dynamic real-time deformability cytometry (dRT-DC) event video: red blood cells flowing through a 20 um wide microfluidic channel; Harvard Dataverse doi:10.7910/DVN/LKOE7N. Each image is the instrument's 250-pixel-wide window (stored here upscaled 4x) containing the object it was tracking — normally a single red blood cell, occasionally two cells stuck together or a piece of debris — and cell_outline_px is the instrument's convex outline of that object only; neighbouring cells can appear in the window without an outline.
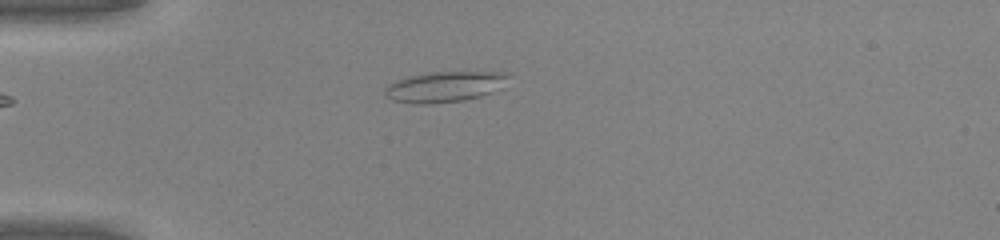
{"species": "common noctule bat (a hibernating species)", "species_latin": "Nyctalus noctula", "temperature_condition": "warm", "stored_images_in_passage": 36, "camera_frame_rate_fps": 3000, "um_per_image_px": 0.085, "animal": {"sex": "male", "body_mass_g": 20.0, "forearm_length_mm": 53.3}, "frame": {"image": 1, "passage_image": 1, "time_ms": 0.0, "image_size_px": [1000, 240], "cell_outline_px": [[512, 76], [492, 92], [480, 96], [464, 100], [428, 104], [412, 104], [392, 100], [384, 92], [384, 88], [388, 84], [396, 80], [412, 76], [432, 72], [508, 72]], "centroid_in_image_um": [37.78, 7.37], "position_along_channel_um": 47.2, "area_um2": 21.85}}
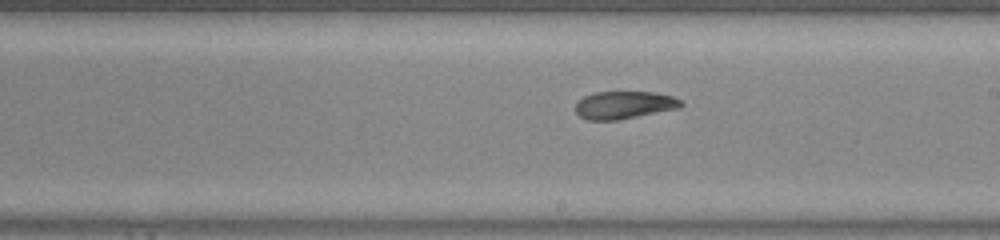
{"frame": {"image": 2, "passage_image": 16, "time_ms": 5.0, "image_size_px": [1000, 240], "cell_outline_px": [[684, 104], [680, 108], [616, 120], [588, 120], [580, 116], [576, 112], [576, 104], [584, 96], [596, 92], [652, 92], [672, 96], [680, 100]], "centroid_in_image_um": [53.06, 8.92], "position_along_channel_um": 235.9, "area_um2": 16.82}}
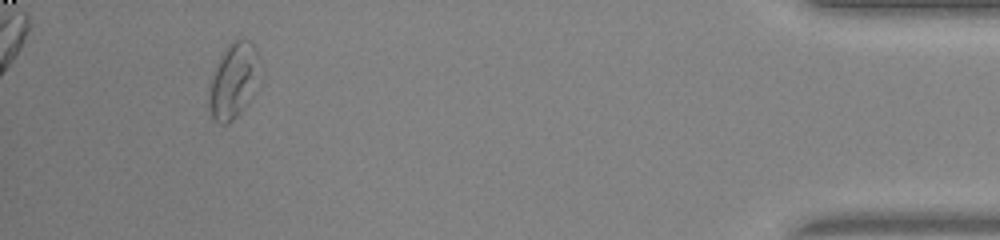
{"frame": {"image": 3, "passage_image": 33, "time_ms": 10.667, "image_size_px": [1000, 240], "cell_outline_px": [[260, 56], [248, 104], [228, 124], [220, 124], [212, 116], [208, 104], [208, 92], [220, 56], [224, 48], [228, 44], [236, 40], [252, 40], [256, 44]], "centroid_in_image_um": [19.82, 6.83], "position_along_channel_um": 415.4, "area_um2": 21.73}, "authors_computed_cell_mechanics": {"area_um2": 18.3515, "velocity_mm_per_s": 4.2354, "shape_relaxation_time_tau1_ms": 7.2746, "shape_relaxation_time_tau2_ms": 1.9577, "deformation_change_tau1": 0.2059, "deformation_change_tau2": 0.0774}}